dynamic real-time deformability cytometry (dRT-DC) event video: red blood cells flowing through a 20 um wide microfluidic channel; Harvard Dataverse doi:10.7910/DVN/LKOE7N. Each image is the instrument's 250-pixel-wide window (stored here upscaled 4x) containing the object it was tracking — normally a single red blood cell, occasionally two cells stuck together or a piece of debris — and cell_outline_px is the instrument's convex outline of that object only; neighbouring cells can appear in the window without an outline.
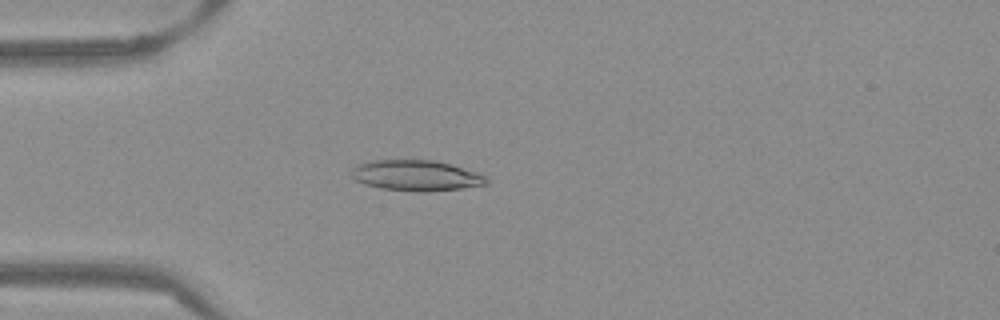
{"species": "Egyptian fruit bat (a non-hibernating species)", "species_latin": "Rousettus aegyptiacus", "temperature_condition": "warm", "stored_images_in_passage": 53, "camera_frame_rate_fps": 3000, "um_per_image_px": 0.085, "frame": {"image": 1, "passage_image": 15, "time_ms": 4.667, "image_size_px": [1000, 320], "cell_outline_px": [[488, 184], [460, 188], [424, 192], [420, 192], [380, 188], [364, 184], [356, 180], [352, 176], [352, 168], [360, 164], [372, 160], [432, 160], [448, 164], [476, 172], [484, 176], [488, 180]], "centroid_in_image_um": [35.35, 14.92], "position_along_channel_um": 49.7, "area_um2": 23.76}}
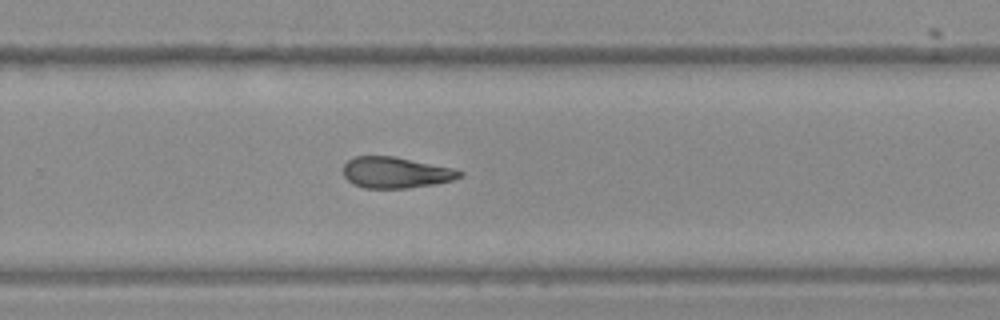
{"frame": {"image": 2, "passage_image": 35, "time_ms": 11.333, "image_size_px": [1000, 320], "cell_outline_px": [[464, 172], [460, 176], [452, 180], [432, 184], [408, 188], [364, 188], [352, 184], [344, 176], [344, 164], [348, 160], [356, 156], [392, 156], [452, 168]], "centroid_in_image_um": [33.59, 14.67], "position_along_channel_um": 296.2, "area_um2": 20.81}}
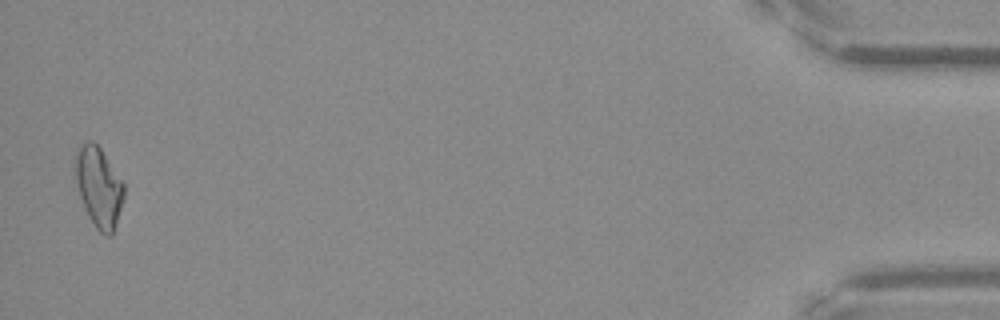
{"frame": {"image": 3, "passage_image": 52, "time_ms": 17.0, "image_size_px": [1000, 320], "cell_outline_px": [[124, 196], [112, 236], [104, 236], [96, 228], [88, 216], [84, 208], [80, 196], [76, 180], [76, 156], [80, 148], [88, 140], [92, 140], [100, 148], [124, 184]], "centroid_in_image_um": [8.41, 15.95], "position_along_channel_um": 426.8, "area_um2": 22.14}, "authors_computed_cell_mechanics": {"area_um2": 21.964, "velocity_mm_per_s": 3.8906, "shape_relaxation_time_tau1_ms": null, "shape_relaxation_time_tau2_ms": 8.9904, "deformation_change_tau1": null, "deformation_change_tau2": 0.2016}}